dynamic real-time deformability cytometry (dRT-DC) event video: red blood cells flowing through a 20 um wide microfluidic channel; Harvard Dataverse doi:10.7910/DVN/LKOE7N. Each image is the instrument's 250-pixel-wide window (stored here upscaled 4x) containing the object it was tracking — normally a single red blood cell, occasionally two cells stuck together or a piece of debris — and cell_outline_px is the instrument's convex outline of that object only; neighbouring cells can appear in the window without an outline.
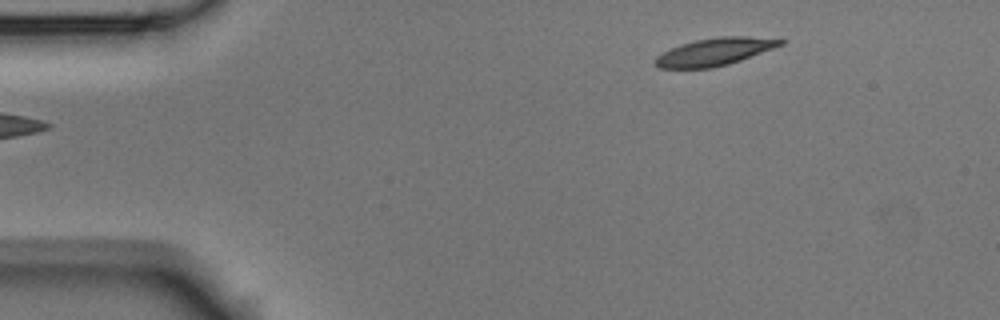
{"species": "Egyptian fruit bat (a non-hibernating species)", "species_latin": "Rousettus aegyptiacus", "temperature_condition": "room temperature", "stored_images_in_passage": 3, "camera_frame_rate_fps": 3000, "um_per_image_px": 0.085, "animal": {"sex": "male"}, "frame": {"image": 1, "passage_image": 1, "time_ms": 0.0, "image_size_px": [1000, 320], "cell_outline_px": [[784, 44], [740, 60], [728, 64], [712, 68], [660, 68], [652, 64], [652, 60], [656, 56], [680, 44], [696, 40], [720, 36], [748, 36], [784, 40]], "centroid_in_image_um": [60.69, 4.41], "position_along_channel_um": 24.3, "area_um2": 19.94}}